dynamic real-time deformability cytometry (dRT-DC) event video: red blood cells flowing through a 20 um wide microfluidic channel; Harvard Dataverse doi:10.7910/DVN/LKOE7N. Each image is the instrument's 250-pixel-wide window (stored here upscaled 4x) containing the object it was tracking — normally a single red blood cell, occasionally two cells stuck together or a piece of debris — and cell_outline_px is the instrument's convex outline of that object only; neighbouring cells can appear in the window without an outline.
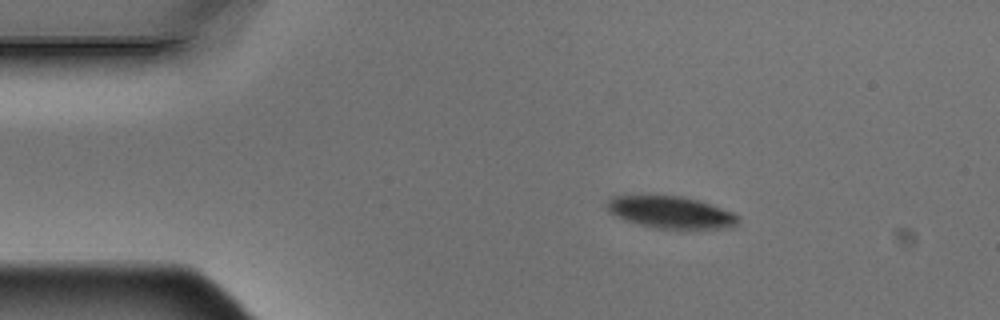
{"species": "Egyptian fruit bat (a non-hibernating species)", "species_latin": "Rousettus aegyptiacus", "temperature_condition": "warm", "stored_images_in_passage": 3, "camera_frame_rate_fps": 3000, "um_per_image_px": 0.085, "animal": {"sex": "male"}, "frame": {"image": 1, "passage_image": 1, "time_ms": 0.0, "image_size_px": [1000, 320], "cell_outline_px": [[736, 224], [724, 228], [684, 232], [652, 228], [636, 224], [624, 220], [608, 212], [608, 200], [612, 196], [680, 196], [696, 200], [732, 212], [736, 216]], "centroid_in_image_um": [56.99, 18.11], "position_along_channel_um": 28.0, "area_um2": 24.91}}
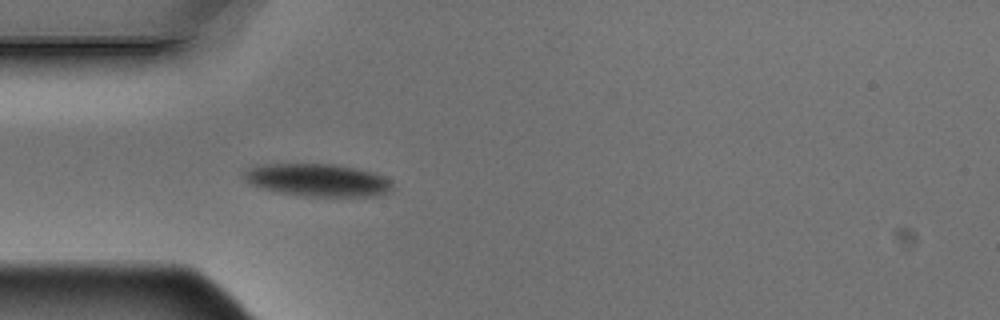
{"frame": {"image": 2, "passage_image": 3, "time_ms": 0.667, "image_size_px": [1000, 320], "cell_outline_px": [[392, 192], [376, 196], [308, 196], [280, 192], [264, 188], [252, 184], [244, 180], [240, 172], [248, 168], [264, 164], [336, 164], [356, 168], [372, 172], [392, 180]], "centroid_in_image_um": [27.02, 15.3], "position_along_channel_um": 58.0, "area_um2": 28.26}}